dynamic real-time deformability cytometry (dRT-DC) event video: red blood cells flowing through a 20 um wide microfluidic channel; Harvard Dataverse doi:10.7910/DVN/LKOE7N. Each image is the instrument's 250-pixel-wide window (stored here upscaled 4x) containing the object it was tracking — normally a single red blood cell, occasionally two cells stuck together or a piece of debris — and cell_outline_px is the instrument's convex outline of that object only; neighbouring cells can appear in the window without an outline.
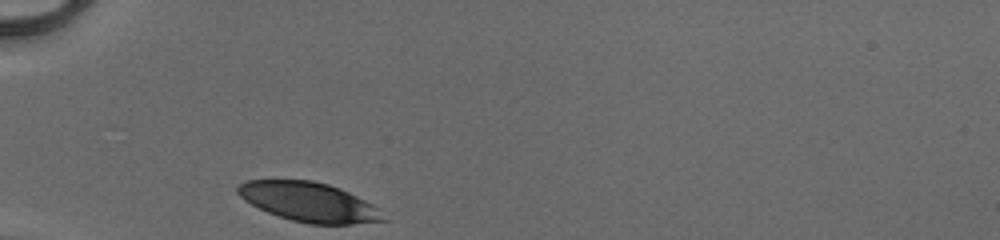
{"species": "human", "species_latin": "Homo sapiens", "temperature_condition": "cold", "stored_images_in_passage": 27, "camera_frame_rate_fps": 3000, "um_per_image_px": 0.085, "donor": {"sex": "male"}, "frame": {"image": 1, "passage_image": 1, "time_ms": 0.0, "image_size_px": [1000, 240], "cell_outline_px": [[392, 220], [352, 224], [308, 224], [292, 220], [268, 212], [244, 200], [236, 192], [236, 188], [244, 180], [312, 180], [328, 184], [340, 188], [380, 208]], "centroid_in_image_um": [26.32, 17.18], "position_along_channel_um": 58.7, "area_um2": 33.52}}
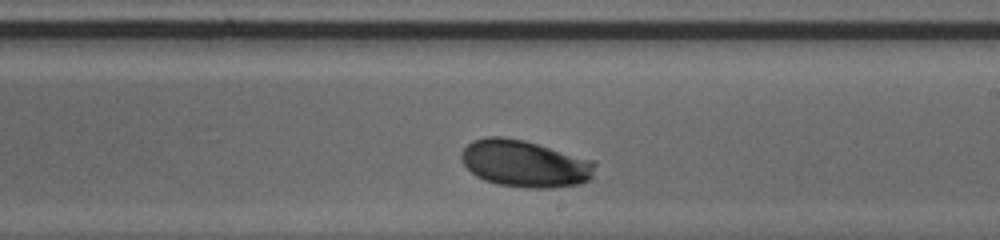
{"frame": {"image": 2, "passage_image": 16, "time_ms": 5.0, "image_size_px": [1000, 240], "cell_outline_px": [[596, 164], [592, 176], [588, 180], [580, 184], [552, 188], [528, 188], [496, 184], [484, 180], [476, 176], [460, 160], [460, 152], [472, 140], [488, 136], [504, 136], [524, 140], [596, 160]], "centroid_in_image_um": [44.61, 13.9], "position_along_channel_um": 244.4, "area_um2": 36.99}}
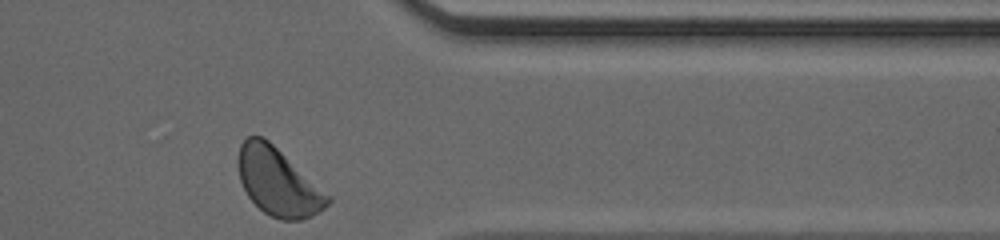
{"frame": {"image": 3, "passage_image": 27, "time_ms": 8.667, "image_size_px": [1000, 240], "cell_outline_px": [[332, 200], [324, 208], [312, 216], [300, 220], [280, 220], [264, 212], [248, 196], [240, 180], [236, 164], [236, 160], [240, 144], [248, 136], [260, 136], [268, 140], [332, 196]], "centroid_in_image_um": [23.63, 15.46], "position_along_channel_um": 387.8, "area_um2": 35.32}, "authors_computed_cell_mechanics": {"area_um2": 36.0094, "velocity_mm_per_s": 4.0408, "shape_relaxation_time_tau1_ms": 3.2969, "shape_relaxation_time_tau2_ms": null, "deformation_change_tau1": 0.1496, "deformation_change_tau2": null}}